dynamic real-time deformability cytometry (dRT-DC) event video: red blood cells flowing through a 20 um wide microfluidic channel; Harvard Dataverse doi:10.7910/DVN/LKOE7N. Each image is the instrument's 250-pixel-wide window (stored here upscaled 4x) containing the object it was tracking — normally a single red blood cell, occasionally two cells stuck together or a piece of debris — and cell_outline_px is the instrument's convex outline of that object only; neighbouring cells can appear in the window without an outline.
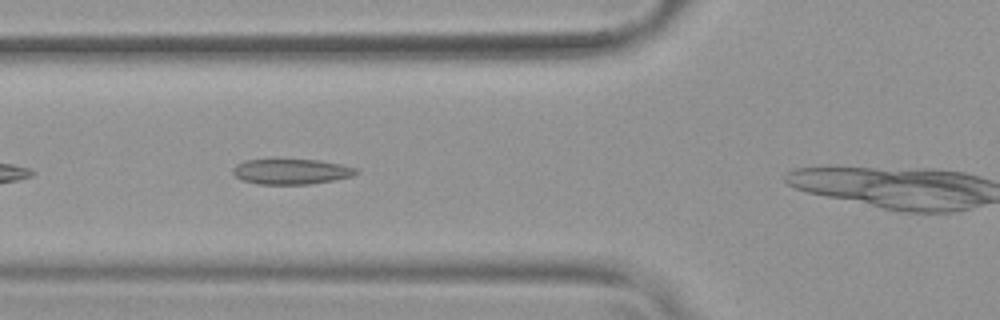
{"species": "common noctule bat (a hibernating species)", "species_latin": "Nyctalus noctula", "temperature_condition": "warm", "stored_images_in_passage": 28, "camera_frame_rate_fps": 3000, "um_per_image_px": 0.085, "animal": {"sex": "female", "body_mass_g": 19.9}, "frame": {"image": 1, "passage_image": 5, "time_ms": 1.333, "image_size_px": [1000, 320], "cell_outline_px": [[360, 172], [352, 176], [312, 184], [256, 184], [240, 180], [232, 172], [232, 168], [236, 164], [244, 160], [320, 160], [360, 168]], "centroid_in_image_um": [24.76, 14.59], "position_along_channel_um": 101.0, "area_um2": 18.32}}